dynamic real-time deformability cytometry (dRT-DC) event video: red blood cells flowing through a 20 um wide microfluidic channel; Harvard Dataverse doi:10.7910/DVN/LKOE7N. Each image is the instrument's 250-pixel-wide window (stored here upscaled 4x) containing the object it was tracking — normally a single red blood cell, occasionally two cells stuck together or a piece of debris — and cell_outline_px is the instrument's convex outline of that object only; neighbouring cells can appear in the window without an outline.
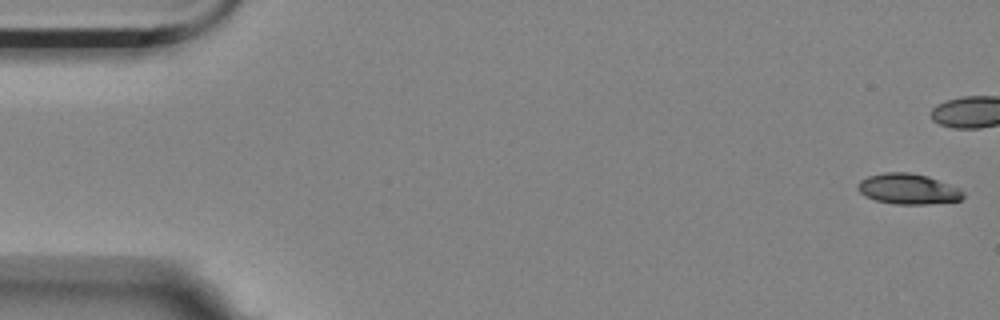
{"species": "Egyptian fruit bat (a non-hibernating species)", "species_latin": "Rousettus aegyptiacus", "temperature_condition": "room temperature", "stored_images_in_passage": 7, "camera_frame_rate_fps": 3000, "um_per_image_px": 0.085, "animal": {"sex": "female"}, "frame": {"image": 1, "passage_image": 1, "time_ms": 0.0, "image_size_px": [1000, 320], "cell_outline_px": [[964, 196], [960, 200], [928, 204], [896, 204], [876, 200], [864, 196], [856, 188], [860, 180], [868, 176], [884, 172], [908, 172], [928, 176], [960, 188], [964, 192]], "centroid_in_image_um": [77.18, 16.05], "position_along_channel_um": 7.8, "area_um2": 18.79}}
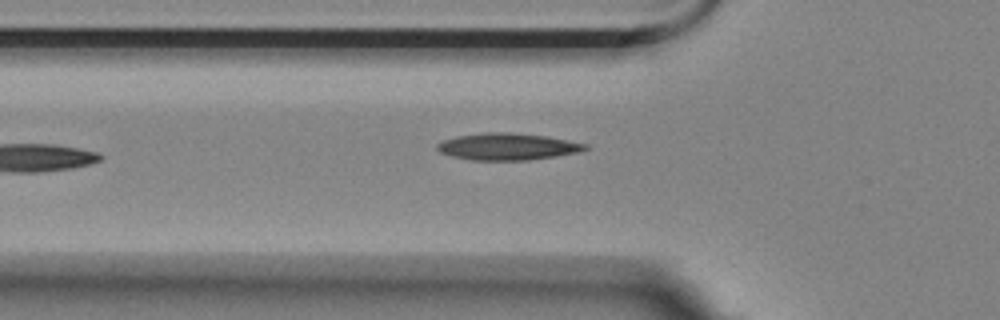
{"frame": {"image": 2, "passage_image": 7, "time_ms": 2.0, "image_size_px": [1000, 320], "cell_outline_px": [[588, 148], [576, 152], [556, 156], [528, 160], [472, 160], [452, 156], [440, 152], [436, 148], [436, 144], [444, 140], [456, 136], [484, 132], [508, 132], [544, 136], [588, 144]], "centroid_in_image_um": [43.09, 12.46], "position_along_channel_um": 82.7, "area_um2": 22.95}}